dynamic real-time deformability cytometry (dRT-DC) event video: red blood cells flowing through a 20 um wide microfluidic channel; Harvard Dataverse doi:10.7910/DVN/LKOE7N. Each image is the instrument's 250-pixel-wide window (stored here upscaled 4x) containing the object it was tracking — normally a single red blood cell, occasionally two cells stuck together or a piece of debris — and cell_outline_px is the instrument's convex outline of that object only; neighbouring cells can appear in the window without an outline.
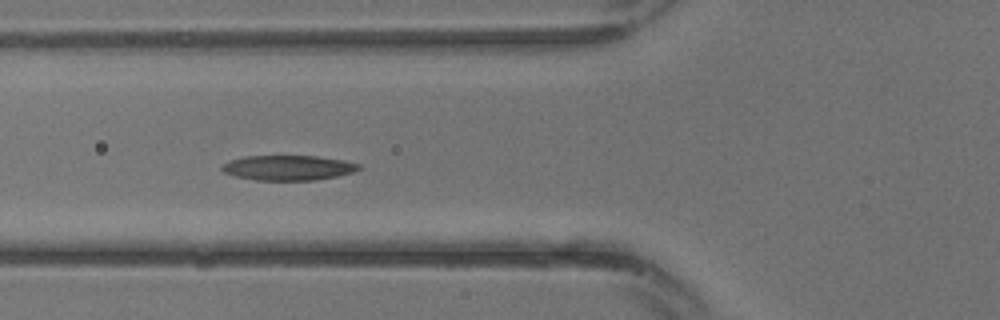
{"species": "common noctule bat (a hibernating species)", "species_latin": "Nyctalus noctula", "temperature_condition": "warm", "stored_images_in_passage": 31, "camera_frame_rate_fps": 3000, "um_per_image_px": 0.085, "animal": {"sex": "male", "body_mass_g": 13.3}, "frame": {"image": 1, "passage_image": 11, "time_ms": 3.333, "image_size_px": [1000, 320], "cell_outline_px": [[364, 168], [352, 172], [336, 176], [312, 180], [256, 180], [236, 176], [224, 172], [220, 168], [224, 164], [232, 160], [244, 156], [316, 156], [344, 160], [360, 164]], "centroid_in_image_um": [24.53, 14.25], "position_along_channel_um": 101.3, "area_um2": 19.77}}
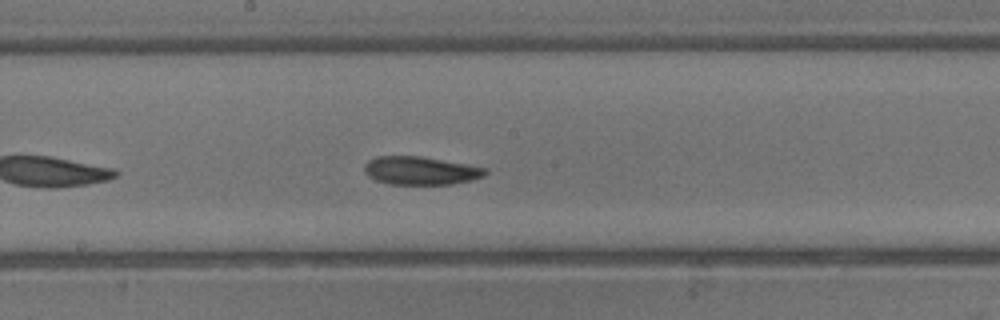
{"frame": {"image": 2, "passage_image": 16, "time_ms": 5.0, "image_size_px": [1000, 320], "cell_outline_px": [[488, 172], [484, 176], [472, 180], [452, 184], [388, 184], [376, 180], [368, 176], [364, 172], [364, 164], [368, 160], [376, 156], [420, 156], [468, 164], [488, 168]], "centroid_in_image_um": [35.76, 14.5], "position_along_channel_um": 212.4, "area_um2": 20.06}}
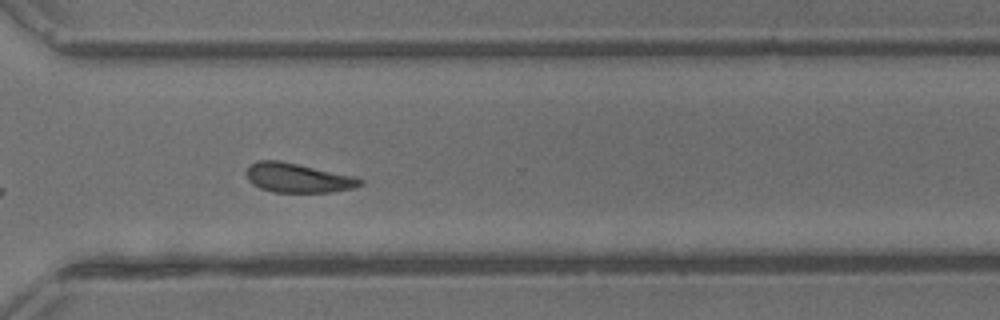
{"frame": {"image": 3, "passage_image": 22, "time_ms": 7.0, "image_size_px": [1000, 320], "cell_outline_px": [[364, 184], [356, 188], [332, 192], [272, 192], [260, 188], [252, 184], [248, 180], [244, 172], [256, 160], [280, 160], [356, 176], [364, 180]], "centroid_in_image_um": [25.35, 15.12], "position_along_channel_um": 345.3, "area_um2": 19.83}}